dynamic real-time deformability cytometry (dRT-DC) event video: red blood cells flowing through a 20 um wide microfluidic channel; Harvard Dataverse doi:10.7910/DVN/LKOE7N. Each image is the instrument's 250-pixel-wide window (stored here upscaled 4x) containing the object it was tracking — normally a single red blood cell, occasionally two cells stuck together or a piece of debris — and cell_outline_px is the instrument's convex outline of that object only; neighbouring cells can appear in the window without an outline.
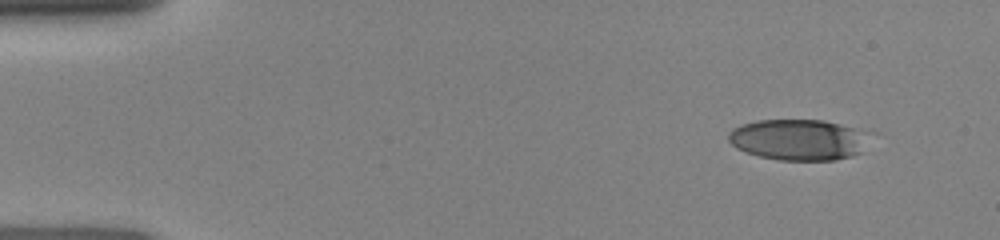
{"species": "human", "species_latin": "Homo sapiens", "temperature_condition": "room temperature", "stored_images_in_passage": 44, "camera_frame_rate_fps": 3000, "um_per_image_px": 0.085, "donor": {"sex": "female"}, "frame": {"image": 1, "passage_image": 1, "time_ms": 0.0, "image_size_px": [1000, 240], "cell_outline_px": [[860, 152], [852, 156], [836, 160], [780, 160], [760, 156], [736, 148], [728, 140], [728, 132], [732, 128], [740, 124], [756, 120], [824, 120], [840, 124], [852, 128], [860, 132]], "centroid_in_image_um": [67.69, 11.87], "position_along_channel_um": 17.3, "area_um2": 32.77}}
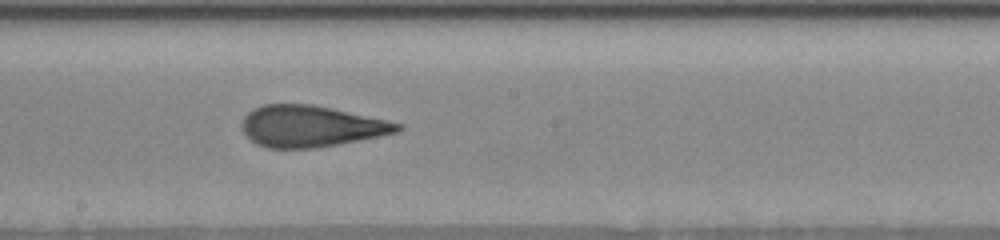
{"frame": {"image": 2, "passage_image": 23, "time_ms": 7.333, "image_size_px": [1000, 240], "cell_outline_px": [[404, 128], [400, 132], [380, 136], [316, 148], [268, 148], [256, 144], [244, 132], [240, 124], [244, 116], [252, 108], [264, 104], [312, 104], [332, 108], [404, 124]], "centroid_in_image_um": [26.43, 10.73], "position_along_channel_um": 221.8, "area_um2": 37.57}}
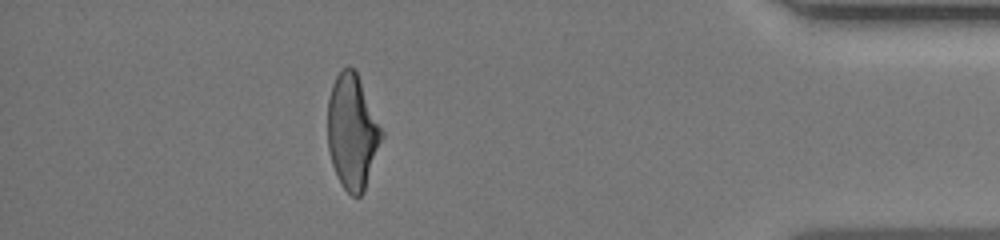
{"frame": {"image": 3, "passage_image": 39, "time_ms": 12.667, "image_size_px": [1000, 240], "cell_outline_px": [[384, 136], [364, 192], [360, 196], [352, 196], [344, 188], [332, 164], [328, 148], [328, 100], [332, 84], [336, 76], [348, 64], [356, 68], [384, 132]], "centroid_in_image_um": [29.97, 11.15], "position_along_channel_um": 405.2, "area_um2": 36.41}}